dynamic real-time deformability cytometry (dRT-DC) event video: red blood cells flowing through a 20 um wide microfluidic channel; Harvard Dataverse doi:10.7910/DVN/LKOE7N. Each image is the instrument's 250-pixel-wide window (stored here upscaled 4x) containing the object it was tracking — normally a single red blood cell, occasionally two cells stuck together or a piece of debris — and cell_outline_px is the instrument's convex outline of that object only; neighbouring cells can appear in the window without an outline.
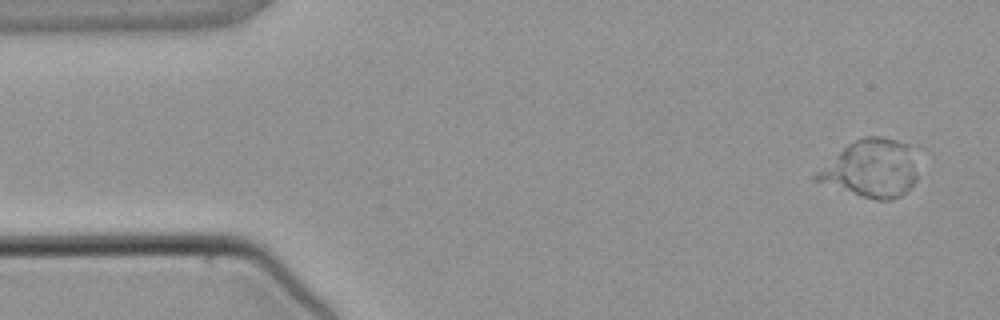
{"species": "common noctule bat (a hibernating species)", "species_latin": "Nyctalus noctula", "temperature_condition": "warm", "stored_images_in_passage": 3, "camera_frame_rate_fps": 3000, "um_per_image_px": 0.085, "animal": {"sex": "male", "body_mass_g": 21.5, "forearm_length_mm": 52.0}, "frame": {"image": 1, "passage_image": 1, "time_ms": 0.0, "image_size_px": [1000, 320], "cell_outline_px": [[916, 180], [912, 188], [900, 196], [892, 200], [876, 200], [812, 180], [812, 176], [816, 172], [844, 148], [856, 140], [864, 136], [880, 136], [896, 140], [908, 144], [916, 176]], "centroid_in_image_um": [74.04, 14.35], "position_along_channel_um": 11.0, "area_um2": 33.29}}